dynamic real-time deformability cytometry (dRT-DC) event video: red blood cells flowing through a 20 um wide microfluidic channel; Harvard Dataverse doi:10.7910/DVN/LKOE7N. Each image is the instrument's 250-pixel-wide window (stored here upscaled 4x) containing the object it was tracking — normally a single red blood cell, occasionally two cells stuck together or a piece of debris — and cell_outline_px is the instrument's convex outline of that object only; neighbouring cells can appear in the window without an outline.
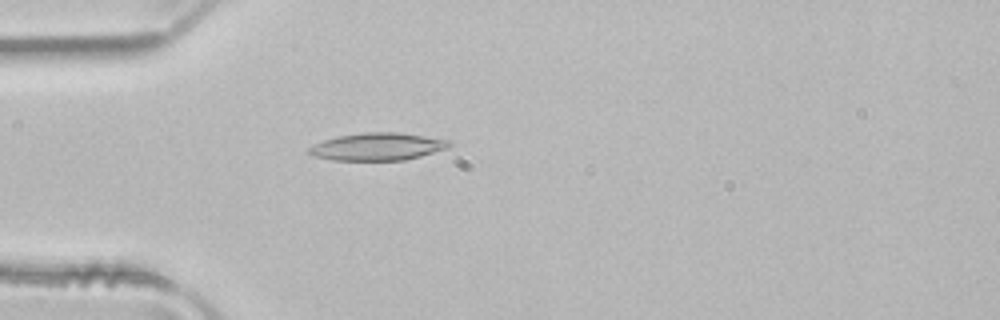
{"species": "common noctule bat (a hibernating species)", "species_latin": "Nyctalus noctula", "temperature_condition": "room temperature", "stored_images_in_passage": 47, "camera_frame_rate_fps": 3000, "um_per_image_px": 0.085, "animal": {"sex": "male", "body_mass_g": 21.5, "forearm_length_mm": 52.0}, "frame": {"image": 1, "passage_image": 11, "time_ms": 3.333, "image_size_px": [1000, 320], "cell_outline_px": [[452, 144], [448, 148], [420, 156], [404, 160], [332, 160], [312, 156], [308, 152], [308, 148], [312, 144], [336, 136], [364, 132], [400, 132], [452, 140]], "centroid_in_image_um": [32.09, 12.45], "position_along_channel_um": 52.9, "area_um2": 22.72}}
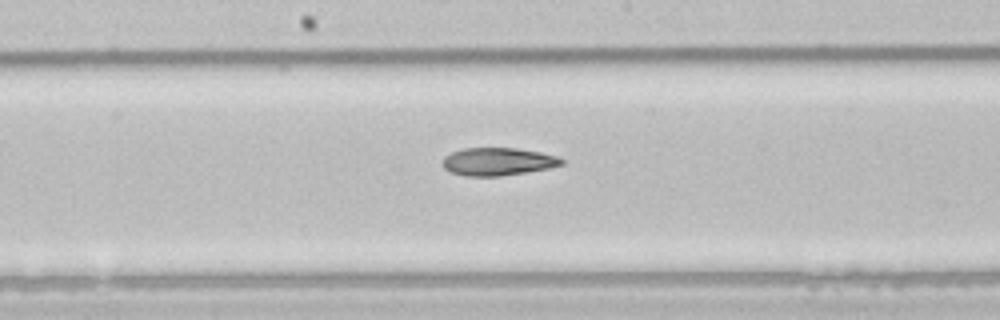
{"frame": {"image": 2, "passage_image": 23, "time_ms": 7.333, "image_size_px": [1000, 320], "cell_outline_px": [[564, 164], [548, 168], [500, 176], [464, 176], [452, 172], [444, 168], [444, 156], [452, 152], [464, 148], [516, 148], [540, 152], [556, 156], [564, 160]], "centroid_in_image_um": [42.32, 13.73], "position_along_channel_um": 205.9, "area_um2": 19.07}}
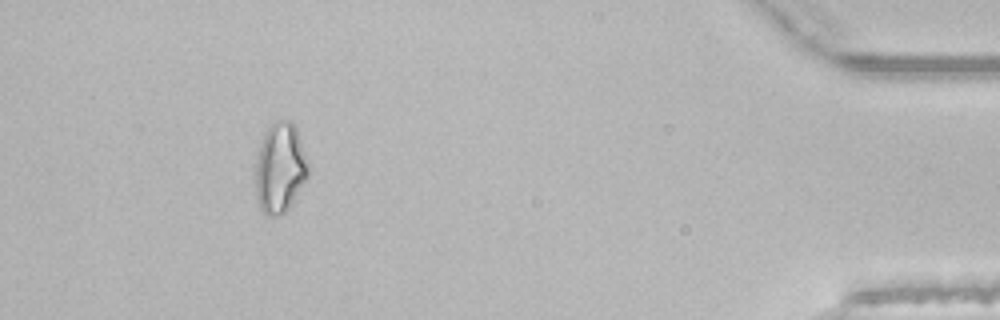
{"frame": {"image": 3, "passage_image": 43, "time_ms": 14.0, "image_size_px": [1000, 320], "cell_outline_px": [[308, 176], [288, 208], [280, 216], [268, 216], [260, 208], [256, 196], [256, 168], [260, 144], [264, 132], [276, 120], [292, 120], [296, 128], [308, 160]], "centroid_in_image_um": [23.81, 14.26], "position_along_channel_um": 411.4, "area_um2": 27.46}, "authors_computed_cell_mechanics": {"area_um2": 21.3282, "velocity_mm_per_s": 4.0131, "shape_relaxation_time_tau1_ms": 8.2344, "shape_relaxation_time_tau2_ms": 5.2378, "deformation_change_tau1": 0.1826, "deformation_change_tau2": 0.1489}}